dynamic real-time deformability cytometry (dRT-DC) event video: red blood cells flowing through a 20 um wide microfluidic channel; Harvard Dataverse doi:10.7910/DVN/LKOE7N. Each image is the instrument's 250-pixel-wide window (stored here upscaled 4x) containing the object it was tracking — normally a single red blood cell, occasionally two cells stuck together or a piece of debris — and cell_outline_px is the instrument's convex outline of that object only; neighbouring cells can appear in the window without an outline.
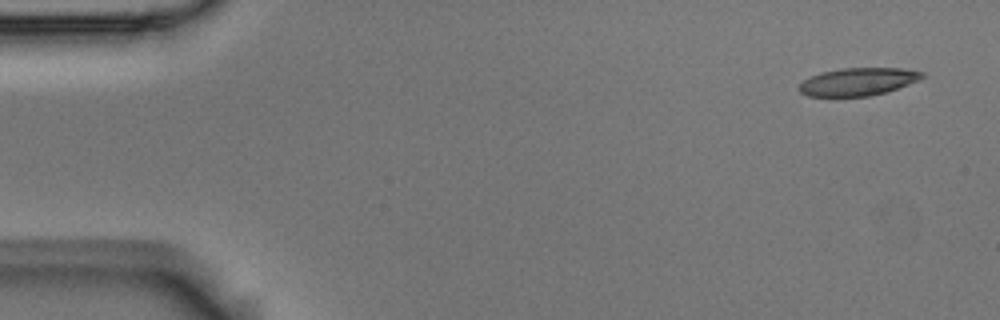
{"species": "Egyptian fruit bat (a non-hibernating species)", "species_latin": "Rousettus aegyptiacus", "temperature_condition": "room temperature", "stored_images_in_passage": 6, "camera_frame_rate_fps": 3000, "um_per_image_px": 0.085, "animal": {"sex": "male"}, "frame": {"image": 1, "passage_image": 1, "time_ms": 0.0, "image_size_px": [1000, 320], "cell_outline_px": [[928, 76], [920, 80], [884, 92], [868, 96], [808, 96], [800, 92], [796, 88], [804, 80], [820, 72], [840, 68], [900, 68], [924, 72]], "centroid_in_image_um": [72.93, 6.93], "position_along_channel_um": 12.1, "area_um2": 19.88}}
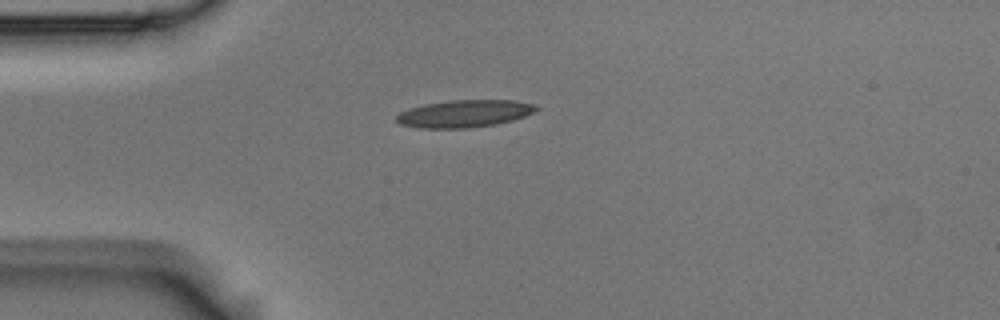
{"frame": {"image": 2, "passage_image": 4, "time_ms": 1.0, "image_size_px": [1000, 320], "cell_outline_px": [[540, 108], [524, 116], [512, 120], [496, 124], [468, 128], [420, 128], [400, 124], [396, 120], [396, 116], [400, 112], [408, 108], [424, 104], [448, 100], [516, 100], [532, 104]], "centroid_in_image_um": [39.44, 9.65], "position_along_channel_um": 45.6, "area_um2": 22.25}}
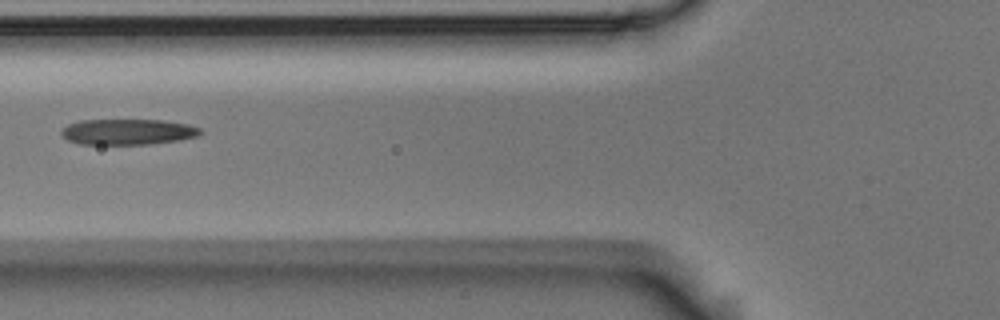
{"frame": {"image": 3, "passage_image": 6, "time_ms": 1.667, "image_size_px": [1000, 320], "cell_outline_px": [[204, 132], [196, 136], [176, 140], [148, 144], [80, 144], [68, 140], [60, 132], [68, 124], [80, 120], [164, 120], [188, 124], [200, 128]], "centroid_in_image_um": [10.86, 11.2], "position_along_channel_um": 114.9, "area_um2": 20.69}}